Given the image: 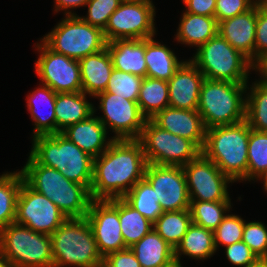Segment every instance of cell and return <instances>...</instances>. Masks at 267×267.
Segmentation results:
<instances>
[{
    "mask_svg": "<svg viewBox=\"0 0 267 267\" xmlns=\"http://www.w3.org/2000/svg\"><path fill=\"white\" fill-rule=\"evenodd\" d=\"M155 6L122 2L110 16L103 33L108 42L116 39H146L156 34Z\"/></svg>",
    "mask_w": 267,
    "mask_h": 267,
    "instance_id": "9a60e30c",
    "label": "cell"
},
{
    "mask_svg": "<svg viewBox=\"0 0 267 267\" xmlns=\"http://www.w3.org/2000/svg\"><path fill=\"white\" fill-rule=\"evenodd\" d=\"M147 160L137 139L116 140L93 160L92 200L123 198L144 179Z\"/></svg>",
    "mask_w": 267,
    "mask_h": 267,
    "instance_id": "6da1fadb",
    "label": "cell"
},
{
    "mask_svg": "<svg viewBox=\"0 0 267 267\" xmlns=\"http://www.w3.org/2000/svg\"><path fill=\"white\" fill-rule=\"evenodd\" d=\"M122 3L121 0H89L88 13L86 17H81L88 24L104 31L110 16Z\"/></svg>",
    "mask_w": 267,
    "mask_h": 267,
    "instance_id": "ab89813d",
    "label": "cell"
},
{
    "mask_svg": "<svg viewBox=\"0 0 267 267\" xmlns=\"http://www.w3.org/2000/svg\"><path fill=\"white\" fill-rule=\"evenodd\" d=\"M206 79L247 83L254 64L219 33L202 44L190 60Z\"/></svg>",
    "mask_w": 267,
    "mask_h": 267,
    "instance_id": "52a82bcc",
    "label": "cell"
},
{
    "mask_svg": "<svg viewBox=\"0 0 267 267\" xmlns=\"http://www.w3.org/2000/svg\"><path fill=\"white\" fill-rule=\"evenodd\" d=\"M119 222L127 248L140 241L153 229V223L131 207L123 198H119Z\"/></svg>",
    "mask_w": 267,
    "mask_h": 267,
    "instance_id": "4dcf8cb0",
    "label": "cell"
},
{
    "mask_svg": "<svg viewBox=\"0 0 267 267\" xmlns=\"http://www.w3.org/2000/svg\"><path fill=\"white\" fill-rule=\"evenodd\" d=\"M30 155L41 165L57 169L64 177L85 185L89 190L93 178V160L89 154L61 132L33 137Z\"/></svg>",
    "mask_w": 267,
    "mask_h": 267,
    "instance_id": "277c9868",
    "label": "cell"
},
{
    "mask_svg": "<svg viewBox=\"0 0 267 267\" xmlns=\"http://www.w3.org/2000/svg\"><path fill=\"white\" fill-rule=\"evenodd\" d=\"M0 256L14 267H53L51 236L13 222L0 231Z\"/></svg>",
    "mask_w": 267,
    "mask_h": 267,
    "instance_id": "ba28073f",
    "label": "cell"
},
{
    "mask_svg": "<svg viewBox=\"0 0 267 267\" xmlns=\"http://www.w3.org/2000/svg\"><path fill=\"white\" fill-rule=\"evenodd\" d=\"M246 95L245 121L251 129L267 132V85L255 81Z\"/></svg>",
    "mask_w": 267,
    "mask_h": 267,
    "instance_id": "e575fe53",
    "label": "cell"
},
{
    "mask_svg": "<svg viewBox=\"0 0 267 267\" xmlns=\"http://www.w3.org/2000/svg\"><path fill=\"white\" fill-rule=\"evenodd\" d=\"M103 263L108 267H141L130 248L109 253L103 258Z\"/></svg>",
    "mask_w": 267,
    "mask_h": 267,
    "instance_id": "f6af8a7d",
    "label": "cell"
},
{
    "mask_svg": "<svg viewBox=\"0 0 267 267\" xmlns=\"http://www.w3.org/2000/svg\"><path fill=\"white\" fill-rule=\"evenodd\" d=\"M245 222L246 221L237 215H226L219 226L213 231L216 250L219 244L226 247L242 241Z\"/></svg>",
    "mask_w": 267,
    "mask_h": 267,
    "instance_id": "f35d334b",
    "label": "cell"
},
{
    "mask_svg": "<svg viewBox=\"0 0 267 267\" xmlns=\"http://www.w3.org/2000/svg\"><path fill=\"white\" fill-rule=\"evenodd\" d=\"M254 6L247 0H216L215 15L217 23L246 13Z\"/></svg>",
    "mask_w": 267,
    "mask_h": 267,
    "instance_id": "7bdbcfd3",
    "label": "cell"
},
{
    "mask_svg": "<svg viewBox=\"0 0 267 267\" xmlns=\"http://www.w3.org/2000/svg\"><path fill=\"white\" fill-rule=\"evenodd\" d=\"M168 267H182V266H181V263L175 261L173 264H171Z\"/></svg>",
    "mask_w": 267,
    "mask_h": 267,
    "instance_id": "11a10c76",
    "label": "cell"
},
{
    "mask_svg": "<svg viewBox=\"0 0 267 267\" xmlns=\"http://www.w3.org/2000/svg\"><path fill=\"white\" fill-rule=\"evenodd\" d=\"M56 94L50 87L42 84L40 88H36L27 96V107L35 125L33 137L56 133ZM44 107L45 109L46 107L48 108L47 114L44 111Z\"/></svg>",
    "mask_w": 267,
    "mask_h": 267,
    "instance_id": "cb8c5ba5",
    "label": "cell"
},
{
    "mask_svg": "<svg viewBox=\"0 0 267 267\" xmlns=\"http://www.w3.org/2000/svg\"><path fill=\"white\" fill-rule=\"evenodd\" d=\"M146 77L169 81L183 64L175 53L165 45L156 42L153 37L145 39Z\"/></svg>",
    "mask_w": 267,
    "mask_h": 267,
    "instance_id": "4316f807",
    "label": "cell"
},
{
    "mask_svg": "<svg viewBox=\"0 0 267 267\" xmlns=\"http://www.w3.org/2000/svg\"><path fill=\"white\" fill-rule=\"evenodd\" d=\"M79 64L82 92L93 97L104 92L114 69L107 47L98 53L80 59Z\"/></svg>",
    "mask_w": 267,
    "mask_h": 267,
    "instance_id": "603a6c76",
    "label": "cell"
},
{
    "mask_svg": "<svg viewBox=\"0 0 267 267\" xmlns=\"http://www.w3.org/2000/svg\"><path fill=\"white\" fill-rule=\"evenodd\" d=\"M242 241L258 259H267V227L262 222L245 223Z\"/></svg>",
    "mask_w": 267,
    "mask_h": 267,
    "instance_id": "60d3db41",
    "label": "cell"
},
{
    "mask_svg": "<svg viewBox=\"0 0 267 267\" xmlns=\"http://www.w3.org/2000/svg\"><path fill=\"white\" fill-rule=\"evenodd\" d=\"M257 7L218 23V33L254 64Z\"/></svg>",
    "mask_w": 267,
    "mask_h": 267,
    "instance_id": "ffe728a7",
    "label": "cell"
},
{
    "mask_svg": "<svg viewBox=\"0 0 267 267\" xmlns=\"http://www.w3.org/2000/svg\"><path fill=\"white\" fill-rule=\"evenodd\" d=\"M204 80L205 77L190 59L183 61L168 81L169 106L182 110H197Z\"/></svg>",
    "mask_w": 267,
    "mask_h": 267,
    "instance_id": "ac0fdd59",
    "label": "cell"
},
{
    "mask_svg": "<svg viewBox=\"0 0 267 267\" xmlns=\"http://www.w3.org/2000/svg\"><path fill=\"white\" fill-rule=\"evenodd\" d=\"M89 0H55V10L56 12L58 11H66L65 15L70 16V15H76L75 13H72L70 9L76 8V7H81V6H86L87 2Z\"/></svg>",
    "mask_w": 267,
    "mask_h": 267,
    "instance_id": "7dc6e473",
    "label": "cell"
},
{
    "mask_svg": "<svg viewBox=\"0 0 267 267\" xmlns=\"http://www.w3.org/2000/svg\"><path fill=\"white\" fill-rule=\"evenodd\" d=\"M249 1L254 7H258V6H264L267 4V0H247Z\"/></svg>",
    "mask_w": 267,
    "mask_h": 267,
    "instance_id": "f5cc1de1",
    "label": "cell"
},
{
    "mask_svg": "<svg viewBox=\"0 0 267 267\" xmlns=\"http://www.w3.org/2000/svg\"><path fill=\"white\" fill-rule=\"evenodd\" d=\"M53 267H95L103 262L85 218H68L51 235Z\"/></svg>",
    "mask_w": 267,
    "mask_h": 267,
    "instance_id": "8992f818",
    "label": "cell"
},
{
    "mask_svg": "<svg viewBox=\"0 0 267 267\" xmlns=\"http://www.w3.org/2000/svg\"><path fill=\"white\" fill-rule=\"evenodd\" d=\"M94 113L87 119L68 126L61 133L93 158L100 156L113 142L107 138V129Z\"/></svg>",
    "mask_w": 267,
    "mask_h": 267,
    "instance_id": "44dd1931",
    "label": "cell"
},
{
    "mask_svg": "<svg viewBox=\"0 0 267 267\" xmlns=\"http://www.w3.org/2000/svg\"><path fill=\"white\" fill-rule=\"evenodd\" d=\"M267 54V5L257 7L254 64Z\"/></svg>",
    "mask_w": 267,
    "mask_h": 267,
    "instance_id": "b9f144b4",
    "label": "cell"
},
{
    "mask_svg": "<svg viewBox=\"0 0 267 267\" xmlns=\"http://www.w3.org/2000/svg\"><path fill=\"white\" fill-rule=\"evenodd\" d=\"M36 47L40 55L35 62V71L42 84L56 93L82 91L79 60L54 52L42 40Z\"/></svg>",
    "mask_w": 267,
    "mask_h": 267,
    "instance_id": "7c38bea8",
    "label": "cell"
},
{
    "mask_svg": "<svg viewBox=\"0 0 267 267\" xmlns=\"http://www.w3.org/2000/svg\"><path fill=\"white\" fill-rule=\"evenodd\" d=\"M231 201H190L192 223L214 231L229 213Z\"/></svg>",
    "mask_w": 267,
    "mask_h": 267,
    "instance_id": "d590c367",
    "label": "cell"
},
{
    "mask_svg": "<svg viewBox=\"0 0 267 267\" xmlns=\"http://www.w3.org/2000/svg\"><path fill=\"white\" fill-rule=\"evenodd\" d=\"M225 250L227 259L235 266L246 267L258 259L243 241L226 246Z\"/></svg>",
    "mask_w": 267,
    "mask_h": 267,
    "instance_id": "ee69618b",
    "label": "cell"
},
{
    "mask_svg": "<svg viewBox=\"0 0 267 267\" xmlns=\"http://www.w3.org/2000/svg\"><path fill=\"white\" fill-rule=\"evenodd\" d=\"M247 84L205 78L197 110L206 129L245 120L246 96L243 94L249 89Z\"/></svg>",
    "mask_w": 267,
    "mask_h": 267,
    "instance_id": "5b68a950",
    "label": "cell"
},
{
    "mask_svg": "<svg viewBox=\"0 0 267 267\" xmlns=\"http://www.w3.org/2000/svg\"><path fill=\"white\" fill-rule=\"evenodd\" d=\"M246 267H267V259H257L253 264Z\"/></svg>",
    "mask_w": 267,
    "mask_h": 267,
    "instance_id": "f907efd6",
    "label": "cell"
},
{
    "mask_svg": "<svg viewBox=\"0 0 267 267\" xmlns=\"http://www.w3.org/2000/svg\"><path fill=\"white\" fill-rule=\"evenodd\" d=\"M250 126L240 123L206 129L202 153L233 182L247 180Z\"/></svg>",
    "mask_w": 267,
    "mask_h": 267,
    "instance_id": "3957f363",
    "label": "cell"
},
{
    "mask_svg": "<svg viewBox=\"0 0 267 267\" xmlns=\"http://www.w3.org/2000/svg\"><path fill=\"white\" fill-rule=\"evenodd\" d=\"M23 181L21 171L0 176V231L15 222L17 198Z\"/></svg>",
    "mask_w": 267,
    "mask_h": 267,
    "instance_id": "1f68e13d",
    "label": "cell"
},
{
    "mask_svg": "<svg viewBox=\"0 0 267 267\" xmlns=\"http://www.w3.org/2000/svg\"><path fill=\"white\" fill-rule=\"evenodd\" d=\"M218 33L215 17L184 12L175 35L178 42L195 46L197 49Z\"/></svg>",
    "mask_w": 267,
    "mask_h": 267,
    "instance_id": "83f0119b",
    "label": "cell"
},
{
    "mask_svg": "<svg viewBox=\"0 0 267 267\" xmlns=\"http://www.w3.org/2000/svg\"><path fill=\"white\" fill-rule=\"evenodd\" d=\"M95 267H108V266H106V265L102 262L101 264H98V265L95 266Z\"/></svg>",
    "mask_w": 267,
    "mask_h": 267,
    "instance_id": "9f6ffc18",
    "label": "cell"
},
{
    "mask_svg": "<svg viewBox=\"0 0 267 267\" xmlns=\"http://www.w3.org/2000/svg\"><path fill=\"white\" fill-rule=\"evenodd\" d=\"M186 11L196 15L214 17L216 0H183Z\"/></svg>",
    "mask_w": 267,
    "mask_h": 267,
    "instance_id": "bcb514c9",
    "label": "cell"
},
{
    "mask_svg": "<svg viewBox=\"0 0 267 267\" xmlns=\"http://www.w3.org/2000/svg\"><path fill=\"white\" fill-rule=\"evenodd\" d=\"M192 223L190 209L163 212L153 223V229L174 249Z\"/></svg>",
    "mask_w": 267,
    "mask_h": 267,
    "instance_id": "d6a6232c",
    "label": "cell"
},
{
    "mask_svg": "<svg viewBox=\"0 0 267 267\" xmlns=\"http://www.w3.org/2000/svg\"><path fill=\"white\" fill-rule=\"evenodd\" d=\"M54 52L80 60L106 48L101 29L85 22L80 16H66L41 39Z\"/></svg>",
    "mask_w": 267,
    "mask_h": 267,
    "instance_id": "9c48e42d",
    "label": "cell"
},
{
    "mask_svg": "<svg viewBox=\"0 0 267 267\" xmlns=\"http://www.w3.org/2000/svg\"><path fill=\"white\" fill-rule=\"evenodd\" d=\"M216 252L213 231L191 223L181 242L174 249L175 261L180 263V256L205 260Z\"/></svg>",
    "mask_w": 267,
    "mask_h": 267,
    "instance_id": "f1b7e54d",
    "label": "cell"
},
{
    "mask_svg": "<svg viewBox=\"0 0 267 267\" xmlns=\"http://www.w3.org/2000/svg\"><path fill=\"white\" fill-rule=\"evenodd\" d=\"M0 267H14L9 261L0 256Z\"/></svg>",
    "mask_w": 267,
    "mask_h": 267,
    "instance_id": "db71d44e",
    "label": "cell"
},
{
    "mask_svg": "<svg viewBox=\"0 0 267 267\" xmlns=\"http://www.w3.org/2000/svg\"><path fill=\"white\" fill-rule=\"evenodd\" d=\"M182 168L190 201H230L227 187L233 181L202 152Z\"/></svg>",
    "mask_w": 267,
    "mask_h": 267,
    "instance_id": "8fae6325",
    "label": "cell"
},
{
    "mask_svg": "<svg viewBox=\"0 0 267 267\" xmlns=\"http://www.w3.org/2000/svg\"><path fill=\"white\" fill-rule=\"evenodd\" d=\"M151 120L162 129L192 141L202 151L206 128L198 110H182L168 106Z\"/></svg>",
    "mask_w": 267,
    "mask_h": 267,
    "instance_id": "d6986e66",
    "label": "cell"
},
{
    "mask_svg": "<svg viewBox=\"0 0 267 267\" xmlns=\"http://www.w3.org/2000/svg\"><path fill=\"white\" fill-rule=\"evenodd\" d=\"M122 2L125 3H140V4H145V5H153L152 0H121Z\"/></svg>",
    "mask_w": 267,
    "mask_h": 267,
    "instance_id": "816d5d0a",
    "label": "cell"
},
{
    "mask_svg": "<svg viewBox=\"0 0 267 267\" xmlns=\"http://www.w3.org/2000/svg\"><path fill=\"white\" fill-rule=\"evenodd\" d=\"M142 81L143 78L138 75L113 69L104 92L137 102Z\"/></svg>",
    "mask_w": 267,
    "mask_h": 267,
    "instance_id": "74e56055",
    "label": "cell"
},
{
    "mask_svg": "<svg viewBox=\"0 0 267 267\" xmlns=\"http://www.w3.org/2000/svg\"><path fill=\"white\" fill-rule=\"evenodd\" d=\"M86 219L103 258L109 253L127 248L119 222V198L92 200Z\"/></svg>",
    "mask_w": 267,
    "mask_h": 267,
    "instance_id": "e0dca14e",
    "label": "cell"
},
{
    "mask_svg": "<svg viewBox=\"0 0 267 267\" xmlns=\"http://www.w3.org/2000/svg\"><path fill=\"white\" fill-rule=\"evenodd\" d=\"M86 97V94L82 91L56 94V133L62 132L68 126L87 119L95 112L94 105L89 103Z\"/></svg>",
    "mask_w": 267,
    "mask_h": 267,
    "instance_id": "d4e9b609",
    "label": "cell"
},
{
    "mask_svg": "<svg viewBox=\"0 0 267 267\" xmlns=\"http://www.w3.org/2000/svg\"><path fill=\"white\" fill-rule=\"evenodd\" d=\"M67 219L50 199L22 182L17 198L16 223L35 232L51 235Z\"/></svg>",
    "mask_w": 267,
    "mask_h": 267,
    "instance_id": "4fadbf2b",
    "label": "cell"
},
{
    "mask_svg": "<svg viewBox=\"0 0 267 267\" xmlns=\"http://www.w3.org/2000/svg\"><path fill=\"white\" fill-rule=\"evenodd\" d=\"M116 70L146 77L145 39H116L106 44Z\"/></svg>",
    "mask_w": 267,
    "mask_h": 267,
    "instance_id": "7402d4cb",
    "label": "cell"
},
{
    "mask_svg": "<svg viewBox=\"0 0 267 267\" xmlns=\"http://www.w3.org/2000/svg\"><path fill=\"white\" fill-rule=\"evenodd\" d=\"M21 173L24 182L50 199L67 218H85L92 201L90 190L68 180L57 169L39 164L31 155Z\"/></svg>",
    "mask_w": 267,
    "mask_h": 267,
    "instance_id": "7a4b0ae2",
    "label": "cell"
},
{
    "mask_svg": "<svg viewBox=\"0 0 267 267\" xmlns=\"http://www.w3.org/2000/svg\"><path fill=\"white\" fill-rule=\"evenodd\" d=\"M266 167L267 132L251 129L248 140L247 180H254Z\"/></svg>",
    "mask_w": 267,
    "mask_h": 267,
    "instance_id": "8d00e7d4",
    "label": "cell"
},
{
    "mask_svg": "<svg viewBox=\"0 0 267 267\" xmlns=\"http://www.w3.org/2000/svg\"><path fill=\"white\" fill-rule=\"evenodd\" d=\"M254 70L261 73L260 81L267 85V54L254 64Z\"/></svg>",
    "mask_w": 267,
    "mask_h": 267,
    "instance_id": "c3c4849f",
    "label": "cell"
},
{
    "mask_svg": "<svg viewBox=\"0 0 267 267\" xmlns=\"http://www.w3.org/2000/svg\"><path fill=\"white\" fill-rule=\"evenodd\" d=\"M99 98L100 106L104 114L97 116L106 129H112L113 139H138L144 128L146 118L140 111L135 101H130L110 92H101L95 96ZM108 125V126H107Z\"/></svg>",
    "mask_w": 267,
    "mask_h": 267,
    "instance_id": "5bb4252c",
    "label": "cell"
},
{
    "mask_svg": "<svg viewBox=\"0 0 267 267\" xmlns=\"http://www.w3.org/2000/svg\"><path fill=\"white\" fill-rule=\"evenodd\" d=\"M144 178L152 185L164 212L190 209V198L182 166L148 163Z\"/></svg>",
    "mask_w": 267,
    "mask_h": 267,
    "instance_id": "2e32d148",
    "label": "cell"
},
{
    "mask_svg": "<svg viewBox=\"0 0 267 267\" xmlns=\"http://www.w3.org/2000/svg\"><path fill=\"white\" fill-rule=\"evenodd\" d=\"M256 180L263 179L264 189L267 191V167L255 178Z\"/></svg>",
    "mask_w": 267,
    "mask_h": 267,
    "instance_id": "681fc988",
    "label": "cell"
},
{
    "mask_svg": "<svg viewBox=\"0 0 267 267\" xmlns=\"http://www.w3.org/2000/svg\"><path fill=\"white\" fill-rule=\"evenodd\" d=\"M130 249L141 267H168L175 262L174 248L154 229Z\"/></svg>",
    "mask_w": 267,
    "mask_h": 267,
    "instance_id": "484cf974",
    "label": "cell"
},
{
    "mask_svg": "<svg viewBox=\"0 0 267 267\" xmlns=\"http://www.w3.org/2000/svg\"><path fill=\"white\" fill-rule=\"evenodd\" d=\"M137 103L143 116L152 119L161 110L169 106L168 82L151 77H144Z\"/></svg>",
    "mask_w": 267,
    "mask_h": 267,
    "instance_id": "f546056e",
    "label": "cell"
},
{
    "mask_svg": "<svg viewBox=\"0 0 267 267\" xmlns=\"http://www.w3.org/2000/svg\"><path fill=\"white\" fill-rule=\"evenodd\" d=\"M123 199L152 223L164 212L154 188L145 178L138 181Z\"/></svg>",
    "mask_w": 267,
    "mask_h": 267,
    "instance_id": "836d02e7",
    "label": "cell"
},
{
    "mask_svg": "<svg viewBox=\"0 0 267 267\" xmlns=\"http://www.w3.org/2000/svg\"><path fill=\"white\" fill-rule=\"evenodd\" d=\"M137 140L147 163L155 165L184 166L201 153L192 141L162 129L151 119L146 120Z\"/></svg>",
    "mask_w": 267,
    "mask_h": 267,
    "instance_id": "30bf717a",
    "label": "cell"
}]
</instances>
